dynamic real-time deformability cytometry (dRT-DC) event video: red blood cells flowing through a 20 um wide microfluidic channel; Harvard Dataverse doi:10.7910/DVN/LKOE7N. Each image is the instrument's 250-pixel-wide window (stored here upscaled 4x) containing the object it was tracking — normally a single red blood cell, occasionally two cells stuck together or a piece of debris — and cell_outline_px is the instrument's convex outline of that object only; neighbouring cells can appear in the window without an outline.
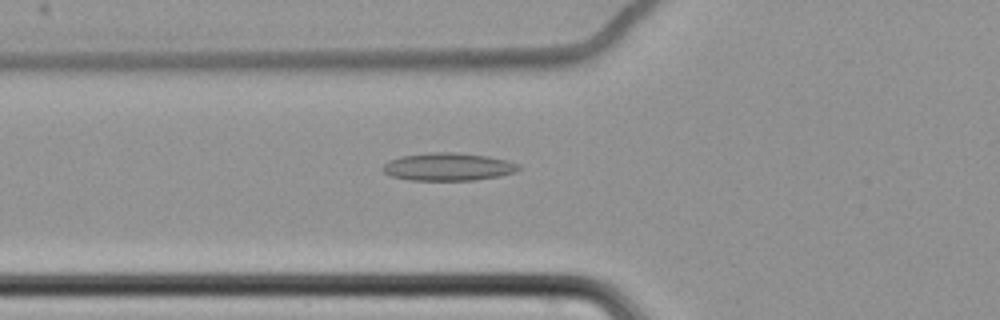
{"species": "common noctule bat (a hibernating species)", "species_latin": "Nyctalus noctula", "temperature_condition": "cold", "stored_images_in_passage": 48, "camera_frame_rate_fps": 3000, "um_per_image_px": 0.085, "animal": {"sex": "female", "body_mass_g": 22.7, "forearm_length_mm": 54.2}, "frame": {"image": 1, "passage_image": 11, "time_ms": 3.333, "image_size_px": [1000, 320], "cell_outline_px": [[520, 168], [512, 172], [500, 176], [472, 180], [408, 180], [392, 176], [384, 172], [380, 168], [388, 160], [400, 156], [428, 152], [452, 152], [488, 156], [508, 160], [520, 164]], "centroid_in_image_um": [38.06, 14.17], "position_along_channel_um": 87.7, "area_um2": 22.08}}
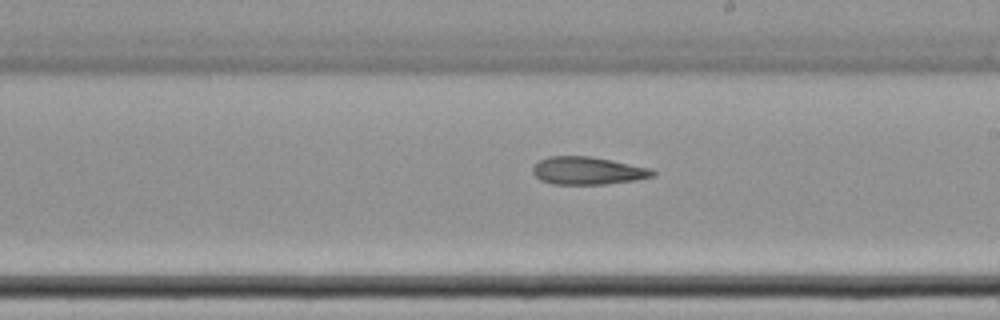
{"frame": {"image": 2, "passage_image": 24, "time_ms": 7.667, "image_size_px": [1000, 320], "cell_outline_px": [[656, 176], [636, 180], [608, 184], [552, 184], [540, 180], [532, 172], [532, 168], [540, 160], [548, 156], [588, 156], [612, 160], [652, 168], [656, 172]], "centroid_in_image_um": [50.0, 14.51], "position_along_channel_um": 239.0, "area_um2": 19.54}}
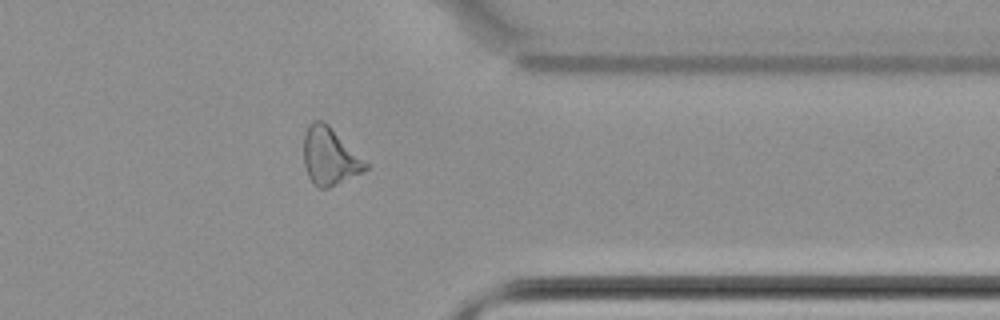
{"frame": {"image": 3, "passage_image": 37, "time_ms": 12.0, "image_size_px": [1000, 320], "cell_outline_px": [[368, 168], [328, 188], [320, 188], [308, 176], [304, 164], [304, 132], [308, 124], [312, 120], [324, 120], [368, 164]], "centroid_in_image_um": [27.98, 13.24], "position_along_channel_um": 383.4, "area_um2": 20.23}, "authors_computed_cell_mechanics": {"area_um2": 20.4901, "velocity_mm_per_s": 3.4916, "shape_relaxation_time_tau1_ms": null, "shape_relaxation_time_tau2_ms": 10.6062, "deformation_change_tau1": null, "deformation_change_tau2": 0.2255}}